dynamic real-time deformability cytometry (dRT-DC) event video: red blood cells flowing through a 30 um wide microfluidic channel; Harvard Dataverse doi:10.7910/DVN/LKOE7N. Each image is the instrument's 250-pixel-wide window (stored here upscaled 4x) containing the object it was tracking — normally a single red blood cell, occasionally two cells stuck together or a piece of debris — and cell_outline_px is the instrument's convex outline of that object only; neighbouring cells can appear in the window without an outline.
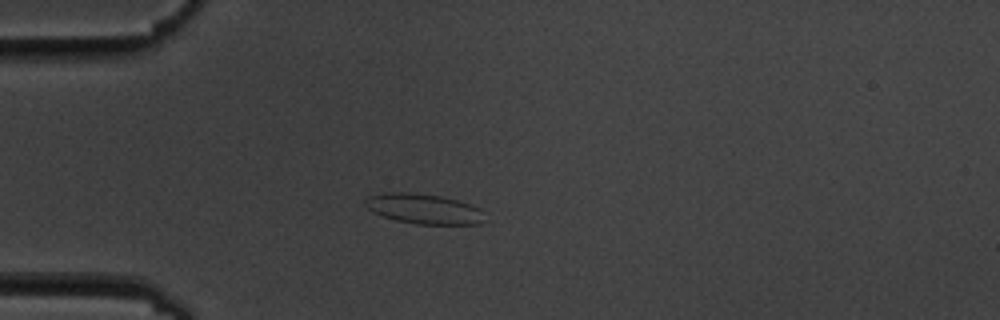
{"species": "common noctule bat (a hibernating species)", "species_latin": "Nyctalus noctula", "temperature_condition": "cold", "stored_images_in_passage": 6, "camera_frame_rate_fps": 3000, "um_per_image_px": 0.085, "animal": {"sex": "male", "body_mass_g": 19.5, "forearm_length_mm": 54.6}, "frame": {"image": 1, "passage_image": 5, "time_ms": 5.0, "image_size_px": [1000, 320], "cell_outline_px": [[480, 224], [416, 224], [396, 220], [372, 212], [364, 204], [364, 200], [368, 196], [380, 192], [412, 192], [440, 196], [472, 204], [480, 208]], "centroid_in_image_um": [35.93, 17.73], "position_along_channel_um": 49.1, "area_um2": 20.81}}